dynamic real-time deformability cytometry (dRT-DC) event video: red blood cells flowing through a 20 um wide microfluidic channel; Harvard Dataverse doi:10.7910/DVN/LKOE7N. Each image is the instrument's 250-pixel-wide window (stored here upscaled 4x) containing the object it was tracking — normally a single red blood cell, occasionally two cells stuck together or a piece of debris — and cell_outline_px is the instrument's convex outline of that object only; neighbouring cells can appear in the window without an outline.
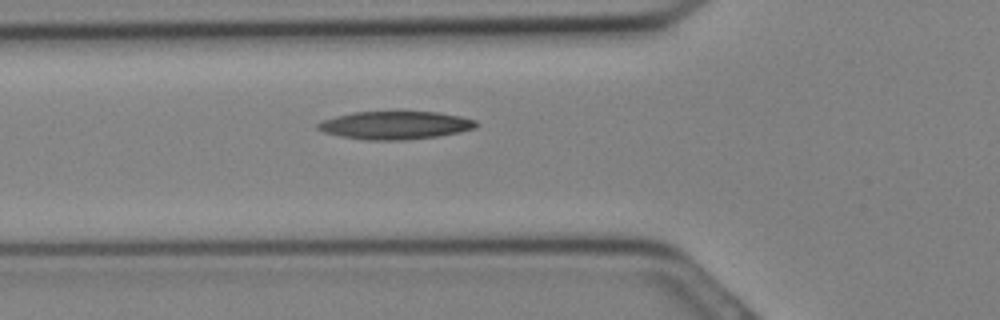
{"species": "Egyptian fruit bat (a non-hibernating species)", "species_latin": "Rousettus aegyptiacus", "temperature_condition": "cold", "stored_images_in_passage": 8, "camera_frame_rate_fps": 3000, "um_per_image_px": 0.085, "animal": {"sex": "female"}, "frame": {"image": 1, "passage_image": 4, "time_ms": 1.0, "image_size_px": [1000, 320], "cell_outline_px": [[480, 124], [476, 128], [460, 132], [440, 136], [408, 140], [364, 140], [340, 136], [324, 132], [316, 128], [316, 124], [324, 120], [336, 116], [352, 112], [436, 112], [460, 116], [476, 120]], "centroid_in_image_um": [33.63, 10.65], "position_along_channel_um": 92.2, "area_um2": 26.01}}
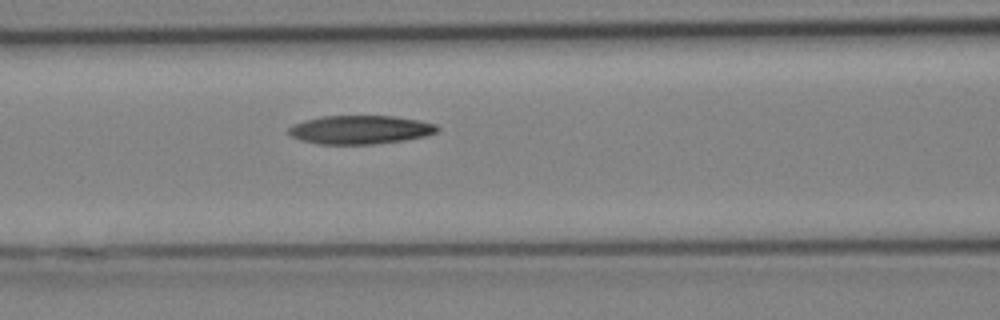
{"frame": {"image": 2, "passage_image": 6, "time_ms": 1.667, "image_size_px": [1000, 320], "cell_outline_px": [[440, 128], [436, 132], [424, 136], [404, 140], [372, 144], [320, 144], [300, 140], [292, 136], [288, 132], [288, 128], [292, 124], [304, 120], [324, 116], [392, 116], [416, 120], [436, 124]], "centroid_in_image_um": [30.58, 11.02], "position_along_channel_um": 136.0, "area_um2": 24.62}}
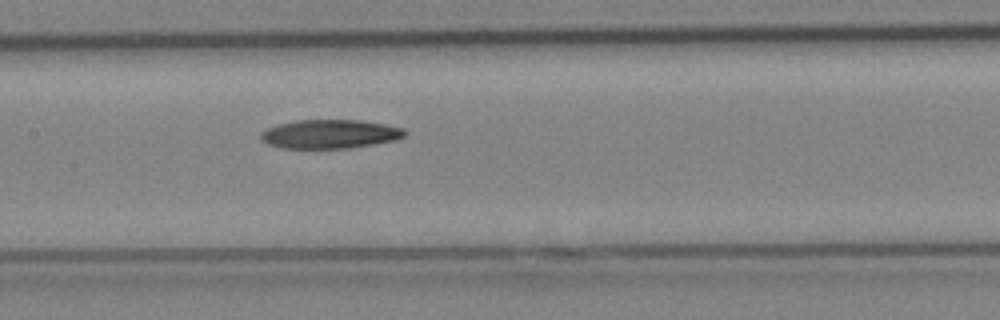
{"frame": {"image": 3, "passage_image": 8, "time_ms": 2.333, "image_size_px": [1000, 320], "cell_outline_px": [[408, 132], [404, 136], [396, 140], [348, 148], [280, 148], [268, 144], [260, 140], [260, 132], [268, 128], [280, 124], [296, 120], [360, 120], [384, 124], [404, 128]], "centroid_in_image_um": [28.04, 11.39], "position_along_channel_um": 179.4, "area_um2": 24.22}}